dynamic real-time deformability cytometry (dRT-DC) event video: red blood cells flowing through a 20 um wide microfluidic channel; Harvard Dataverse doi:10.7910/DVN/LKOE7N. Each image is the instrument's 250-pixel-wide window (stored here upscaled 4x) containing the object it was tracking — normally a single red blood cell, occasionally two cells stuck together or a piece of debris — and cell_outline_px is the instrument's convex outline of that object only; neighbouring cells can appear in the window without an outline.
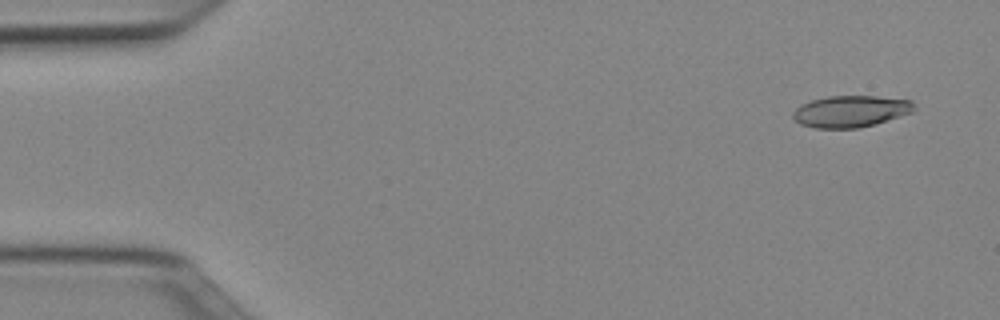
{"species": "Egyptian fruit bat (a non-hibernating species)", "species_latin": "Rousettus aegyptiacus", "temperature_condition": "cold", "stored_images_in_passage": 50, "camera_frame_rate_fps": 3000, "um_per_image_px": 0.085, "animal": {"sex": "female"}, "frame": {"image": 1, "passage_image": 3, "time_ms": 0.667, "image_size_px": [1000, 320], "cell_outline_px": [[916, 108], [912, 112], [876, 124], [860, 128], [816, 128], [800, 124], [792, 116], [792, 112], [800, 104], [812, 100], [828, 96], [876, 96], [912, 100]], "centroid_in_image_um": [72.31, 9.46], "position_along_channel_um": 12.7, "area_um2": 22.43}}
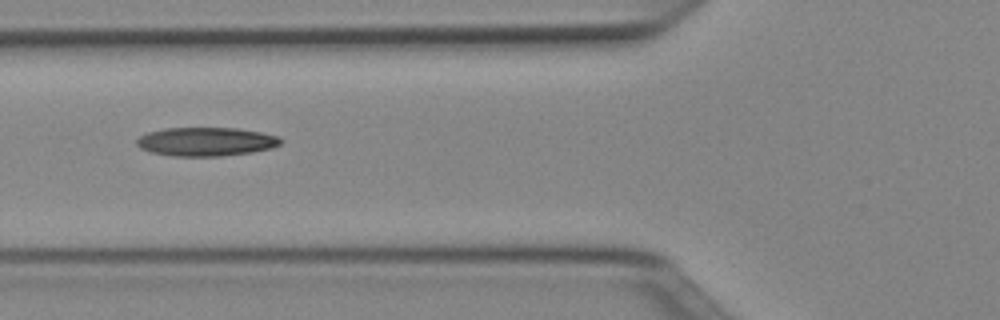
{"frame": {"image": 2, "passage_image": 19, "time_ms": 6.0, "image_size_px": [1000, 320], "cell_outline_px": [[284, 140], [280, 144], [272, 148], [252, 152], [224, 156], [172, 156], [152, 152], [140, 148], [136, 144], [136, 140], [140, 136], [148, 132], [164, 128], [236, 128], [260, 132], [276, 136]], "centroid_in_image_um": [17.51, 12.04], "position_along_channel_um": 108.3, "area_um2": 24.1}}
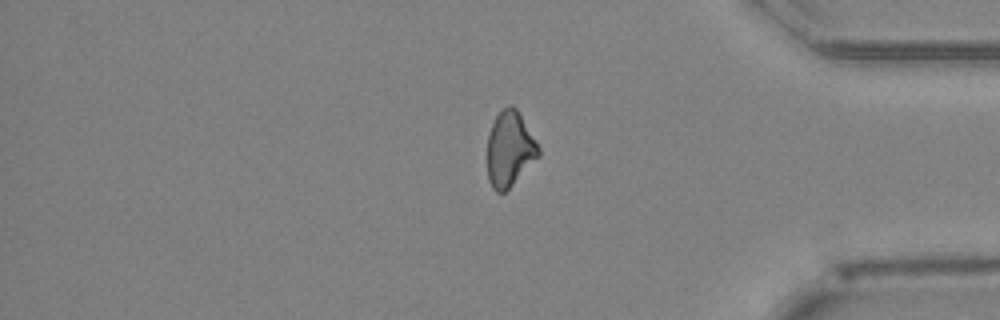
{"frame": {"image": 3, "passage_image": 42, "time_ms": 13.667, "image_size_px": [1000, 320], "cell_outline_px": [[540, 156], [504, 192], [496, 192], [492, 188], [488, 180], [488, 136], [492, 124], [496, 116], [508, 104], [512, 104], [516, 108], [540, 148]], "centroid_in_image_um": [43.32, 12.67], "position_along_channel_um": 391.9, "area_um2": 22.14}, "authors_computed_cell_mechanics": {"area_um2": 23.2934, "velocity_mm_per_s": 3.9907, "shape_relaxation_time_tau1_ms": null, "shape_relaxation_time_tau2_ms": 8.1602, "deformation_change_tau1": null, "deformation_change_tau2": 0.1807}}